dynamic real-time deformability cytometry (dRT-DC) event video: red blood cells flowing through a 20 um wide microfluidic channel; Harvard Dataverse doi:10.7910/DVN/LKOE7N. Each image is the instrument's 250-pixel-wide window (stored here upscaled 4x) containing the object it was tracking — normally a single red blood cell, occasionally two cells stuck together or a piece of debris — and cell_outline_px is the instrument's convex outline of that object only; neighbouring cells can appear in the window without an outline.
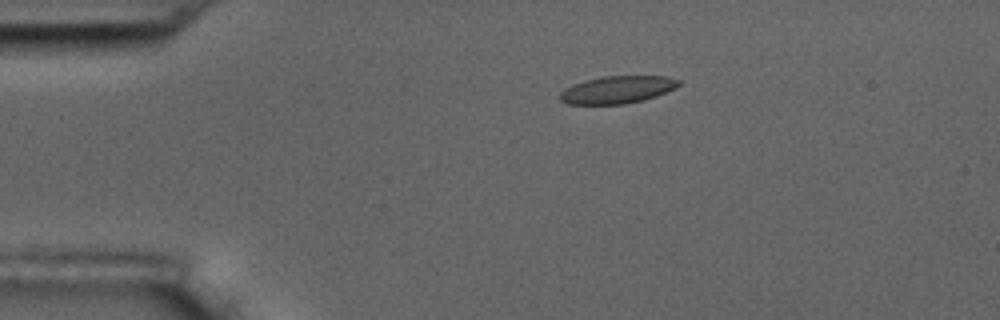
{"species": "common noctule bat (a hibernating species)", "species_latin": "Nyctalus noctula", "temperature_condition": "room temperature", "stored_images_in_passage": 9, "camera_frame_rate_fps": 3000, "um_per_image_px": 0.085, "animal": {"sex": "male", "body_mass_g": 17.5, "forearm_length_mm": 52.3}, "frame": {"image": 1, "passage_image": 3, "time_ms": 2.333, "image_size_px": [1000, 320], "cell_outline_px": [[680, 84], [676, 88], [656, 96], [644, 100], [624, 104], [568, 104], [560, 100], [560, 92], [564, 88], [572, 84], [584, 80], [600, 76], [668, 76], [680, 80]], "centroid_in_image_um": [52.47, 7.61], "position_along_channel_um": 32.5, "area_um2": 19.19}}
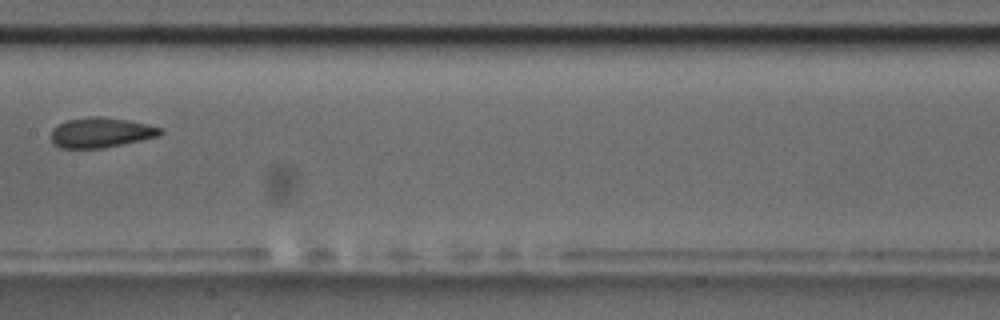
{"frame": {"image": 2, "passage_image": 8, "time_ms": 8.333, "image_size_px": [1000, 320], "cell_outline_px": [[164, 132], [156, 136], [140, 140], [104, 148], [60, 148], [52, 144], [52, 128], [68, 120], [92, 116], [96, 116], [128, 120], [164, 128]], "centroid_in_image_um": [8.57, 11.27], "position_along_channel_um": 198.8, "area_um2": 18.96}}
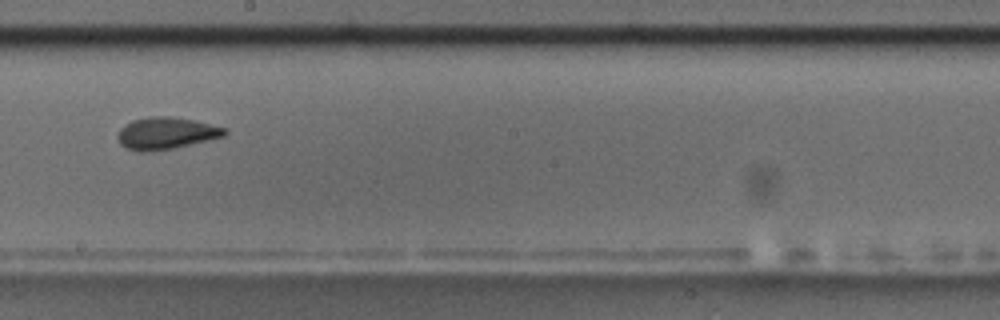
{"frame": {"image": 3, "passage_image": 9, "time_ms": 9.333, "image_size_px": [1000, 320], "cell_outline_px": [[228, 132], [224, 136], [208, 140], [172, 148], [152, 152], [140, 152], [124, 148], [120, 144], [116, 136], [120, 128], [124, 124], [132, 120], [148, 116], [168, 116], [192, 120], [228, 128]], "centroid_in_image_um": [14.07, 11.33], "position_along_channel_um": 234.1, "area_um2": 20.11}}